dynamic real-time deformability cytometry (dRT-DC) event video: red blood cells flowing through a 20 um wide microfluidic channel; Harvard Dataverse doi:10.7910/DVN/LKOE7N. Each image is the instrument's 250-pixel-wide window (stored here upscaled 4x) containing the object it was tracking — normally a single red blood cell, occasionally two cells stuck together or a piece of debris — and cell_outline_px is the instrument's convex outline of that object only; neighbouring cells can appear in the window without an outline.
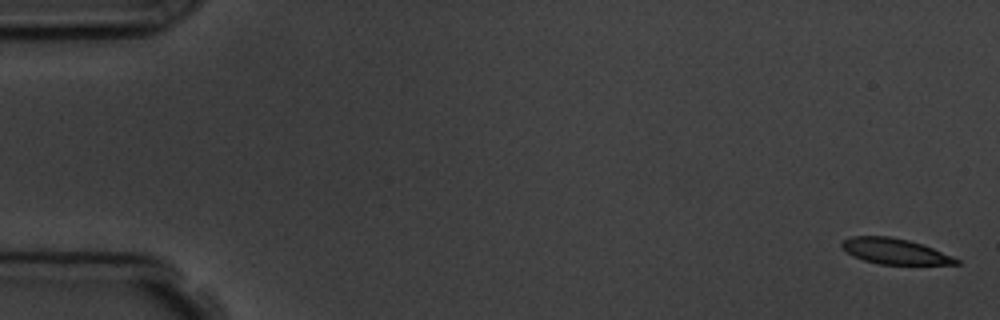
{"species": "common noctule bat (a hibernating species)", "species_latin": "Nyctalus noctula", "temperature_condition": "room temperature", "stored_images_in_passage": 6, "camera_frame_rate_fps": 3000, "um_per_image_px": 0.085, "animal": {"sex": "male", "body_mass_g": 19.5, "forearm_length_mm": 54.6}, "frame": {"image": 1, "passage_image": 1, "time_ms": 0.0, "image_size_px": [1000, 320], "cell_outline_px": [[960, 264], [880, 264], [864, 260], [852, 256], [840, 244], [844, 240], [852, 236], [888, 236], [908, 240], [924, 244], [952, 256], [960, 260]], "centroid_in_image_um": [76.08, 21.35], "position_along_channel_um": 8.9, "area_um2": 16.94}}
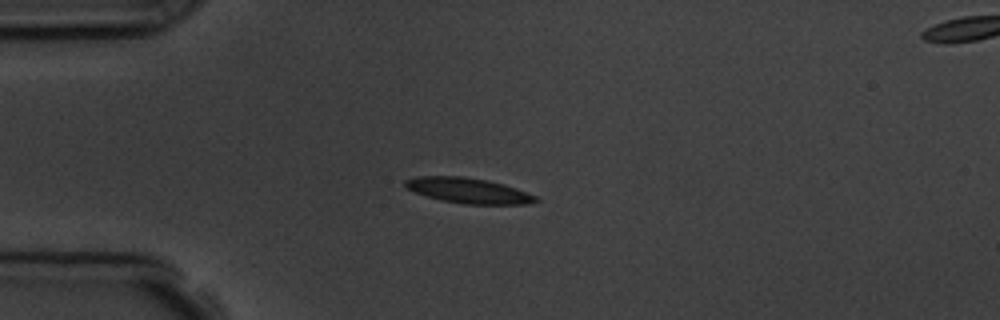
{"frame": {"image": 2, "passage_image": 4, "time_ms": 4.333, "image_size_px": [1000, 320], "cell_outline_px": [[540, 200], [528, 204], [464, 204], [440, 200], [404, 188], [404, 180], [416, 176], [464, 176], [488, 180], [504, 184], [528, 192], [536, 196]], "centroid_in_image_um": [39.81, 16.19], "position_along_channel_um": 45.2, "area_um2": 19.42}}